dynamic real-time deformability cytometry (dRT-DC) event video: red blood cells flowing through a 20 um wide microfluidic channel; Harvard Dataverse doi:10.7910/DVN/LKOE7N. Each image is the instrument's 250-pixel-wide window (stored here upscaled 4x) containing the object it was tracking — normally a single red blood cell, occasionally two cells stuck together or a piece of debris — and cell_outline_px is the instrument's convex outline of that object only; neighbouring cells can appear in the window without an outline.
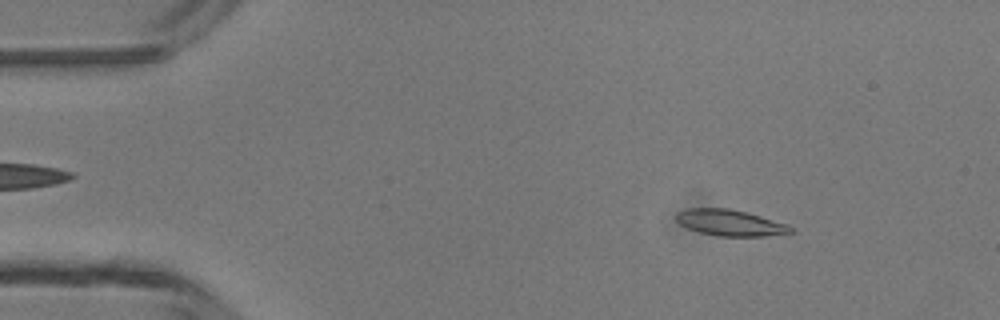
{"species": "common noctule bat (a hibernating species)", "species_latin": "Nyctalus noctula", "temperature_condition": "room temperature", "stored_images_in_passage": 4, "camera_frame_rate_fps": 3000, "um_per_image_px": 0.085, "animal": {"sex": "male", "body_mass_g": 13.3}, "frame": {"image": 1, "passage_image": 1, "time_ms": 0.0, "image_size_px": [1000, 320], "cell_outline_px": [[796, 232], [764, 236], [720, 236], [700, 232], [688, 228], [680, 224], [676, 220], [676, 212], [688, 208], [728, 208], [760, 216], [788, 224], [796, 228]], "centroid_in_image_um": [62.1, 18.94], "position_along_channel_um": 22.9, "area_um2": 17.46}}